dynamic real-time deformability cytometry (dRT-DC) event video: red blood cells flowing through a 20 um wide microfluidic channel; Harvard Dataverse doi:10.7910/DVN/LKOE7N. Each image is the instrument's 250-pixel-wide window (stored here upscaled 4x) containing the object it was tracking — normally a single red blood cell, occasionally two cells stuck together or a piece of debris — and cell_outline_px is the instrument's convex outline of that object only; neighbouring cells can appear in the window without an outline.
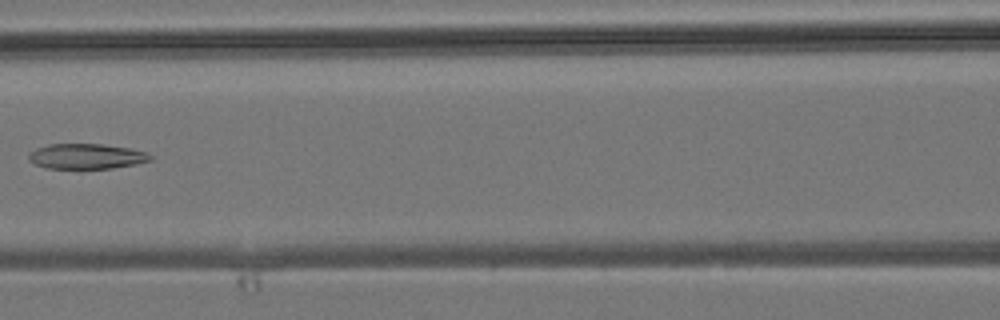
{"species": "common noctule bat (a hibernating species)", "species_latin": "Nyctalus noctula", "temperature_condition": "room temperature", "stored_images_in_passage": 8, "camera_frame_rate_fps": 3000, "um_per_image_px": 0.085, "animal": {"sex": "male", "body_mass_g": 19.2, "forearm_length_mm": 51.8}, "frame": {"image": 1, "passage_image": 7, "time_ms": 7.0, "image_size_px": [1000, 320], "cell_outline_px": [[152, 160], [136, 164], [112, 168], [44, 168], [28, 160], [28, 152], [36, 148], [48, 144], [100, 144], [128, 148], [148, 152], [152, 156]], "centroid_in_image_um": [7.33, 13.28], "position_along_channel_um": 159.3, "area_um2": 17.92}}
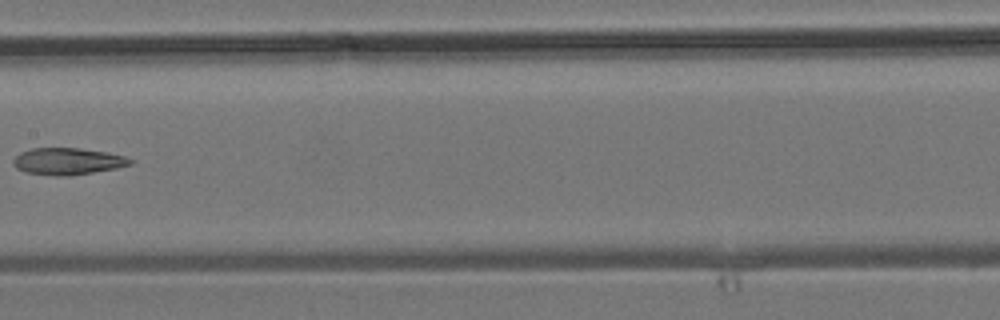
{"frame": {"image": 2, "passage_image": 8, "time_ms": 8.0, "image_size_px": [1000, 320], "cell_outline_px": [[132, 164], [116, 168], [68, 176], [56, 176], [24, 172], [16, 168], [12, 164], [12, 160], [20, 152], [32, 148], [80, 148], [108, 152], [124, 156], [132, 160]], "centroid_in_image_um": [5.72, 13.71], "position_along_channel_um": 201.7, "area_um2": 18.32}}